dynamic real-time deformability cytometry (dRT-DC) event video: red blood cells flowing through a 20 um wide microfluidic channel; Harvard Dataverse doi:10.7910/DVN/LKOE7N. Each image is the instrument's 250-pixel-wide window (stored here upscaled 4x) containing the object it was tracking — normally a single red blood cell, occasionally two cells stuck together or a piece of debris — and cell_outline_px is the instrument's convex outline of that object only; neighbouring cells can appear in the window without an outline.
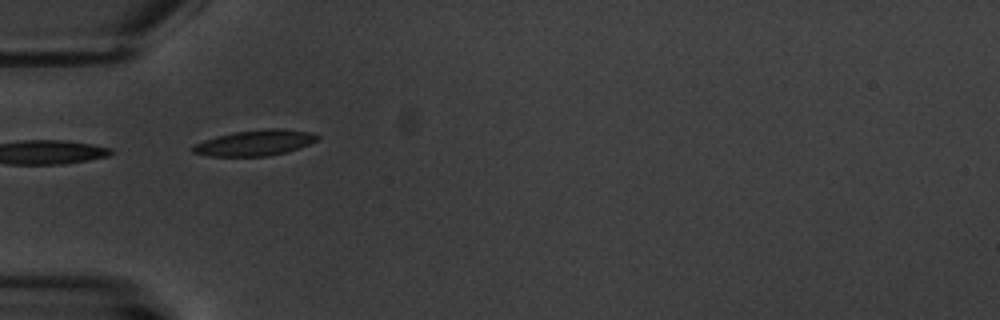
{"species": "common noctule bat (a hibernating species)", "species_latin": "Nyctalus noctula", "temperature_condition": "warm", "stored_images_in_passage": 2, "camera_frame_rate_fps": 3000, "um_per_image_px": 0.085, "animal": {"sex": "male", "body_mass_g": 20.1, "forearm_length_mm": 53.5}, "frame": {"image": 1, "passage_image": 1, "time_ms": 0.0, "image_size_px": [1000, 320], "cell_outline_px": [[320, 136], [316, 140], [300, 148], [288, 152], [268, 156], [208, 156], [192, 152], [188, 148], [192, 144], [216, 136], [232, 132], [268, 128], [284, 128], [312, 132]], "centroid_in_image_um": [21.64, 12.13], "position_along_channel_um": 63.4, "area_um2": 19.02}}